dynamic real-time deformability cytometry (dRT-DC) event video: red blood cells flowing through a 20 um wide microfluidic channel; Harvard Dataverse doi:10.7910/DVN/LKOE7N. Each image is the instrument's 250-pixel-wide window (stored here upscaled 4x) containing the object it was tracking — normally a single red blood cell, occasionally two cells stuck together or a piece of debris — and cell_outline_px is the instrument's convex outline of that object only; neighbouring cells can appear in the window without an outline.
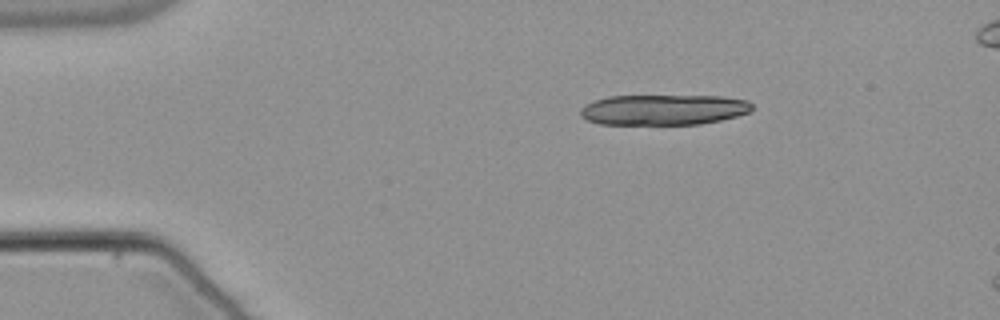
{"species": "common noctule bat (a hibernating species)", "species_latin": "Nyctalus noctula", "temperature_condition": "warm", "stored_images_in_passage": 11, "camera_frame_rate_fps": 3000, "um_per_image_px": 0.085, "animal": {"sex": "male", "body_mass_g": 21.5, "forearm_length_mm": 52.0}, "frame": {"image": 1, "passage_image": 1, "time_ms": 0.0, "image_size_px": [1000, 320], "cell_outline_px": [[752, 108], [748, 112], [736, 116], [720, 120], [700, 124], [600, 124], [588, 120], [580, 116], [580, 108], [596, 100], [608, 96], [720, 96], [748, 100], [752, 104]], "centroid_in_image_um": [56.4, 9.32], "position_along_channel_um": 28.6, "area_um2": 30.35}}